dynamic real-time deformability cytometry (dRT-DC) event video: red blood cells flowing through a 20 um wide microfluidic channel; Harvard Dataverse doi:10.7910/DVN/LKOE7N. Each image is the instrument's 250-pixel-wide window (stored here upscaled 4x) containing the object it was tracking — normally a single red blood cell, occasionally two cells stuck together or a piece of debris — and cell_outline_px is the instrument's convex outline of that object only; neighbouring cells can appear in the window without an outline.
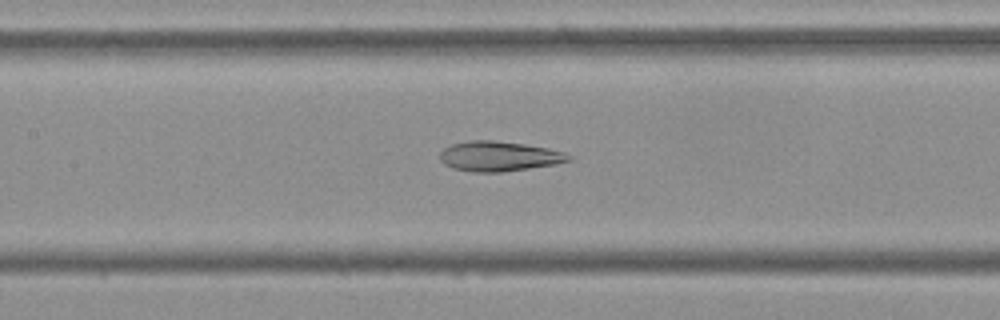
{"species": "Egyptian fruit bat (a non-hibernating species)", "species_latin": "Rousettus aegyptiacus", "temperature_condition": "cold", "stored_images_in_passage": 54, "camera_frame_rate_fps": 3000, "um_per_image_px": 0.085, "frame": {"image": 1, "passage_image": 25, "time_ms": 8.0, "image_size_px": [1000, 320], "cell_outline_px": [[572, 160], [556, 164], [504, 172], [472, 172], [452, 168], [444, 164], [440, 160], [440, 152], [444, 148], [452, 144], [468, 140], [492, 140], [524, 144], [548, 148], [564, 152], [572, 156]], "centroid_in_image_um": [42.41, 13.28], "position_along_channel_um": 165.0, "area_um2": 22.6}}
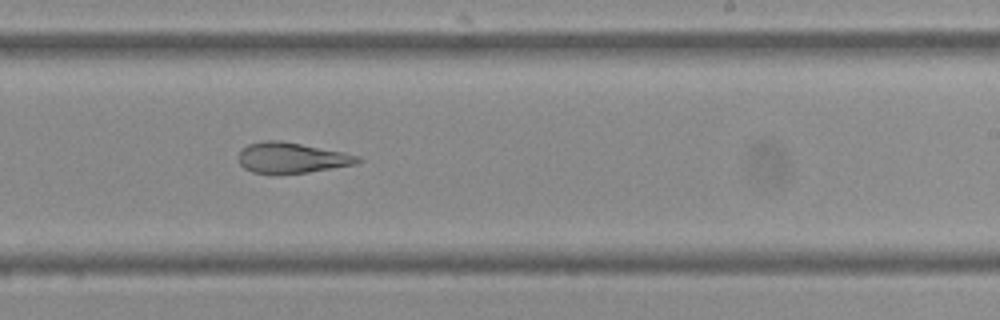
{"frame": {"image": 2, "passage_image": 33, "time_ms": 10.667, "image_size_px": [1000, 320], "cell_outline_px": [[364, 160], [356, 164], [308, 172], [252, 172], [244, 168], [240, 164], [240, 152], [248, 144], [264, 140], [280, 140], [344, 152], [360, 156]], "centroid_in_image_um": [24.85, 13.39], "position_along_channel_um": 264.2, "area_um2": 20.81}}
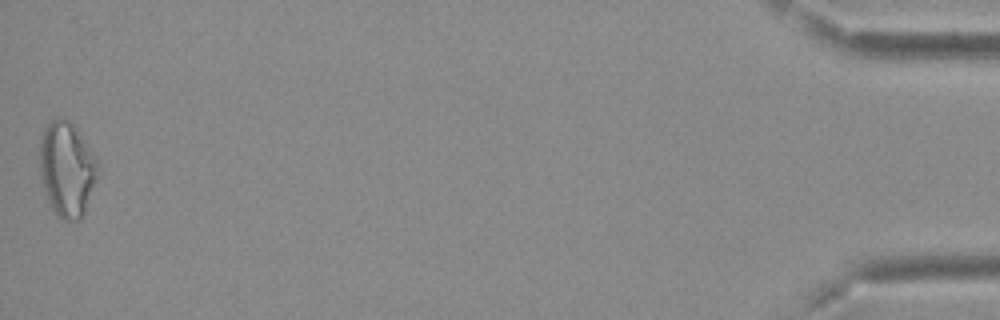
{"frame": {"image": 3, "passage_image": 54, "time_ms": 17.667, "image_size_px": [1000, 320], "cell_outline_px": [[100, 160], [96, 180], [84, 212], [80, 220], [64, 220], [52, 208], [48, 200], [40, 176], [40, 140], [48, 124], [56, 116], [60, 116], [68, 120], [72, 124]], "centroid_in_image_um": [5.7, 14.35], "position_along_channel_um": 429.5, "area_um2": 31.91}, "authors_computed_cell_mechanics": {"area_um2": 24.9118, "velocity_mm_per_s": 3.7315, "shape_relaxation_time_tau1_ms": 10.6176, "shape_relaxation_time_tau2_ms": 2.8143, "deformation_change_tau1": 0.2044, "deformation_change_tau2": 0.1199}}